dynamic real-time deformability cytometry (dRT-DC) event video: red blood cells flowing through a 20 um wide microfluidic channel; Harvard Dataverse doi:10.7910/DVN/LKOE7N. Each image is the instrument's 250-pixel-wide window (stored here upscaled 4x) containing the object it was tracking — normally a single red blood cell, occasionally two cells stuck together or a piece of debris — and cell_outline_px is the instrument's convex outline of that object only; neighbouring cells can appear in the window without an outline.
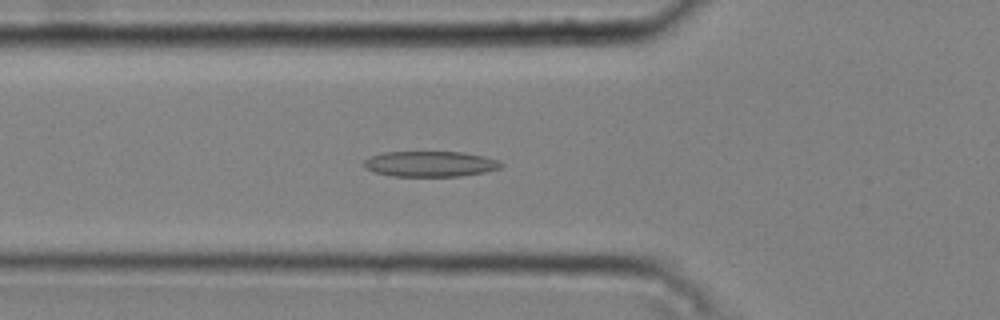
{"species": "common noctule bat (a hibernating species)", "species_latin": "Nyctalus noctula", "temperature_condition": "cold", "stored_images_in_passage": 49, "camera_frame_rate_fps": 3000, "um_per_image_px": 0.085, "animal": {"sex": "male", "body_mass_g": 20.4}, "frame": {"image": 1, "passage_image": 17, "time_ms": 5.333, "image_size_px": [1000, 320], "cell_outline_px": [[504, 164], [500, 168], [484, 172], [460, 176], [392, 176], [376, 172], [364, 168], [364, 160], [372, 156], [384, 152], [464, 152], [484, 156], [500, 160]], "centroid_in_image_um": [36.6, 13.93], "position_along_channel_um": 89.2, "area_um2": 20.4}}
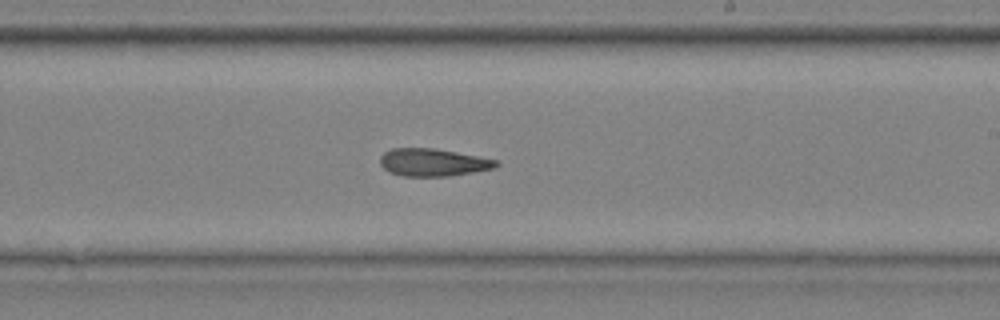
{"frame": {"image": 2, "passage_image": 30, "time_ms": 9.667, "image_size_px": [1000, 320], "cell_outline_px": [[500, 164], [496, 168], [448, 176], [404, 176], [388, 172], [380, 164], [380, 156], [384, 152], [392, 148], [436, 148], [500, 160]], "centroid_in_image_um": [36.83, 13.79], "position_along_channel_um": 252.2, "area_um2": 18.84}}
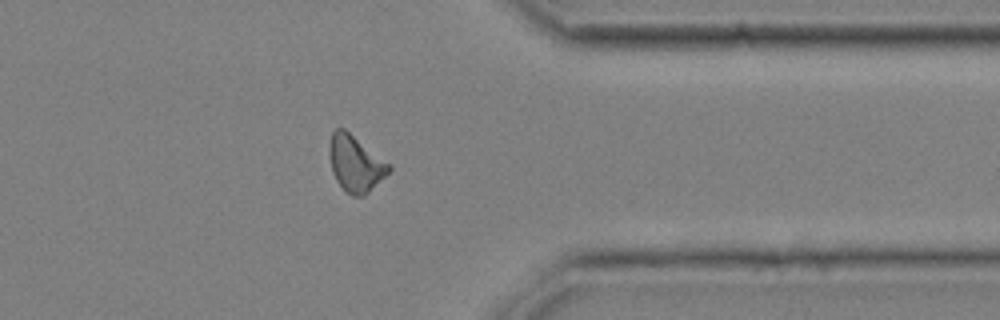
{"frame": {"image": 3, "passage_image": 41, "time_ms": 13.333, "image_size_px": [1000, 320], "cell_outline_px": [[392, 168], [364, 196], [352, 196], [344, 192], [336, 180], [332, 172], [328, 152], [328, 144], [332, 132], [336, 128], [344, 128], [392, 164]], "centroid_in_image_um": [30.19, 13.89], "position_along_channel_um": 381.2, "area_um2": 19.77}, "authors_computed_cell_mechanics": {"area_um2": 19.5364, "velocity_mm_per_s": 3.7592, "shape_relaxation_time_tau1_ms": 5.3303, "shape_relaxation_time_tau2_ms": 4.9535, "deformation_change_tau1": 0.133, "deformation_change_tau2": 0.1493}}